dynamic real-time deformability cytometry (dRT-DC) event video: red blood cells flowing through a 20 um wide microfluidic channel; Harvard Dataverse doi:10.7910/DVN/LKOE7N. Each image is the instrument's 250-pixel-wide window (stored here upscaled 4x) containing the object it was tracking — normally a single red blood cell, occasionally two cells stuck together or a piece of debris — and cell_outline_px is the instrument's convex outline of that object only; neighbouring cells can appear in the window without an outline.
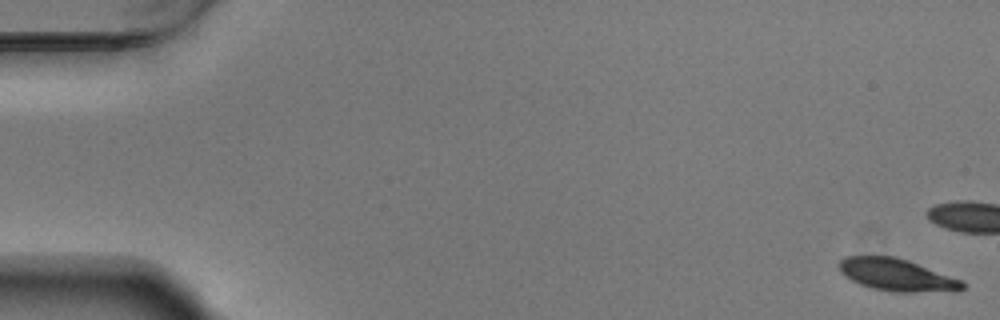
{"species": "Egyptian fruit bat (a non-hibernating species)", "species_latin": "Rousettus aegyptiacus", "temperature_condition": "warm", "stored_images_in_passage": 18, "camera_frame_rate_fps": 3000, "um_per_image_px": 0.085, "animal": {"sex": "male"}, "frame": {"image": 1, "passage_image": 1, "time_ms": 0.0, "image_size_px": [1000, 320], "cell_outline_px": [[964, 288], [956, 292], [892, 292], [872, 288], [860, 284], [844, 276], [840, 272], [840, 260], [844, 256], [896, 256], [908, 260], [960, 280], [964, 284]], "centroid_in_image_um": [76.22, 23.38], "position_along_channel_um": 8.8, "area_um2": 23.18}}